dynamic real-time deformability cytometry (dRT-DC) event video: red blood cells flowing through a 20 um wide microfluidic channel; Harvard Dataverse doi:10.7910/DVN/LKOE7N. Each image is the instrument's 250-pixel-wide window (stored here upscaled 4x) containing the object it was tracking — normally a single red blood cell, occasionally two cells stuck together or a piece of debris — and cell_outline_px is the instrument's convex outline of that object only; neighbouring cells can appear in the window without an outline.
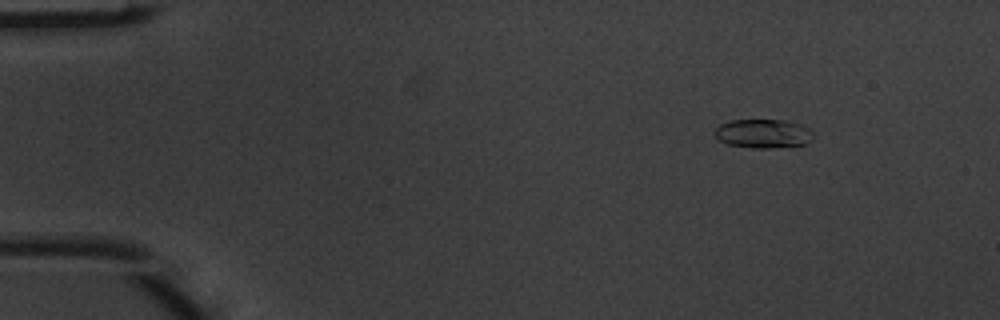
{"species": "common noctule bat (a hibernating species)", "species_latin": "Nyctalus noctula", "temperature_condition": "warm", "stored_images_in_passage": 5, "camera_frame_rate_fps": 3000, "um_per_image_px": 0.085, "animal": {"sex": "male", "body_mass_g": 20.1, "forearm_length_mm": 53.5}, "frame": {"image": 1, "passage_image": 1, "time_ms": 0.0, "image_size_px": [1000, 320], "cell_outline_px": [[812, 136], [804, 144], [768, 148], [752, 148], [728, 144], [720, 140], [712, 132], [720, 124], [732, 120], [784, 120], [800, 124], [808, 128], [812, 132]], "centroid_in_image_um": [64.82, 11.34], "position_along_channel_um": 20.2, "area_um2": 16.36}}
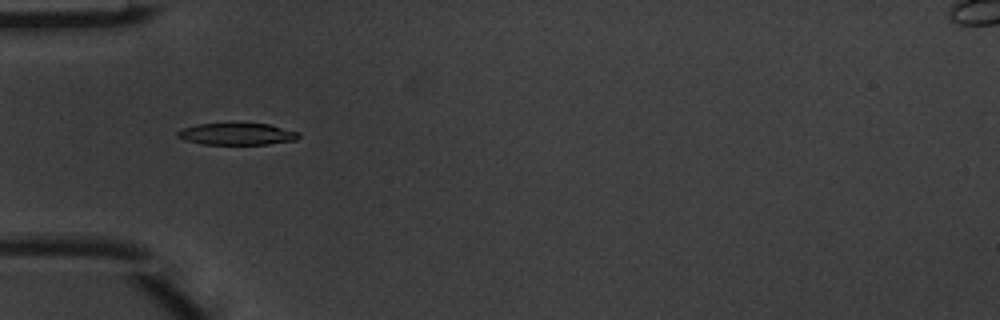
{"frame": {"image": 2, "passage_image": 4, "time_ms": 1.0, "image_size_px": [1000, 320], "cell_outline_px": [[300, 136], [296, 140], [268, 144], [200, 144], [184, 140], [176, 136], [176, 132], [180, 128], [196, 124], [268, 124], [300, 132]], "centroid_in_image_um": [20.1, 11.39], "position_along_channel_um": 64.9, "area_um2": 15.43}}